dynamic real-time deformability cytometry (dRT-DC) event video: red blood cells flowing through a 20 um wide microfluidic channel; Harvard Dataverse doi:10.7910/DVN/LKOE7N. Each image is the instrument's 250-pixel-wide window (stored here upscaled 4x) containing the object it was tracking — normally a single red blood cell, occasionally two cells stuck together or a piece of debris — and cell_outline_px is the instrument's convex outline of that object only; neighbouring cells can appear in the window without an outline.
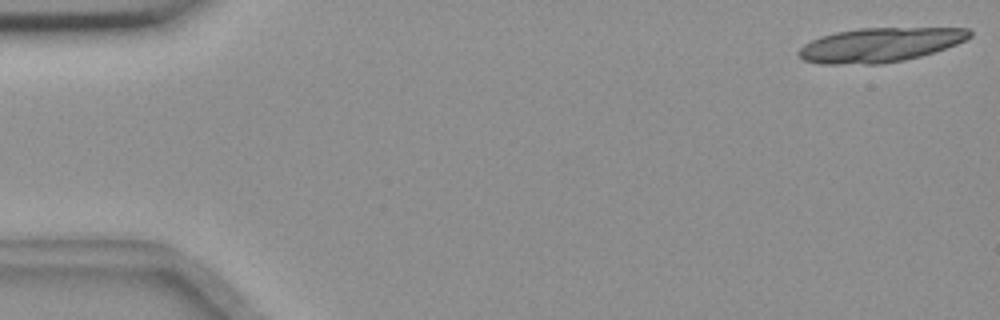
{"species": "common noctule bat (a hibernating species)", "species_latin": "Nyctalus noctula", "temperature_condition": "room temperature", "stored_images_in_passage": 18, "camera_frame_rate_fps": 3000, "um_per_image_px": 0.085, "animal": {"sex": "female", "body_mass_g": 18.4}, "frame": {"image": 1, "passage_image": 1, "time_ms": 0.0, "image_size_px": [1000, 320], "cell_outline_px": [[972, 36], [956, 44], [920, 56], [904, 60], [880, 64], [820, 64], [804, 60], [796, 56], [796, 52], [804, 44], [820, 36], [836, 32], [860, 28], [968, 28], [972, 32]], "centroid_in_image_um": [74.74, 3.82], "position_along_channel_um": 10.3, "area_um2": 34.1}}